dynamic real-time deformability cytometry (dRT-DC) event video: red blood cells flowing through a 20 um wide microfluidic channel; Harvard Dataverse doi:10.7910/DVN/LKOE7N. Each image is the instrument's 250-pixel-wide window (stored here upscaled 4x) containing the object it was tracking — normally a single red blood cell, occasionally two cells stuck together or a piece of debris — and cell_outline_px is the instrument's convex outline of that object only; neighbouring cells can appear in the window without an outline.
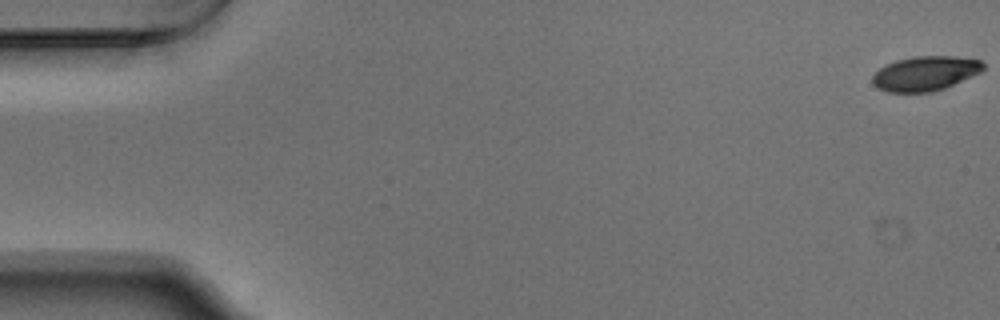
{"species": "Egyptian fruit bat (a non-hibernating species)", "species_latin": "Rousettus aegyptiacus", "temperature_condition": "warm", "stored_images_in_passage": 54, "camera_frame_rate_fps": 3000, "um_per_image_px": 0.085, "animal": {"sex": "male"}, "frame": {"image": 1, "passage_image": 1, "time_ms": 0.0, "image_size_px": [1000, 320], "cell_outline_px": [[984, 68], [980, 72], [944, 88], [928, 92], [888, 92], [872, 84], [872, 76], [880, 68], [896, 60], [916, 56], [956, 56], [980, 60], [984, 64]], "centroid_in_image_um": [78.64, 6.23], "position_along_channel_um": 6.4, "area_um2": 22.02}}
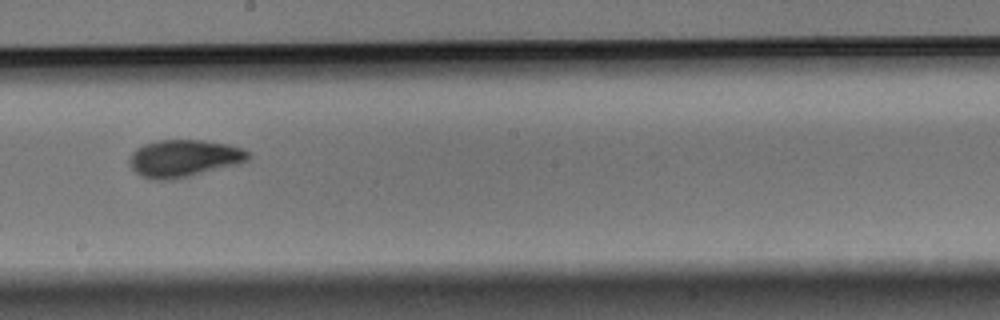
{"frame": {"image": 2, "passage_image": 31, "time_ms": 10.0, "image_size_px": [1000, 320], "cell_outline_px": [[252, 156], [248, 160], [236, 164], [172, 180], [152, 180], [140, 176], [128, 164], [128, 156], [136, 148], [144, 144], [156, 140], [204, 140], [228, 144], [240, 148], [248, 152]], "centroid_in_image_um": [15.57, 13.45], "position_along_channel_um": 232.6, "area_um2": 25.84}}
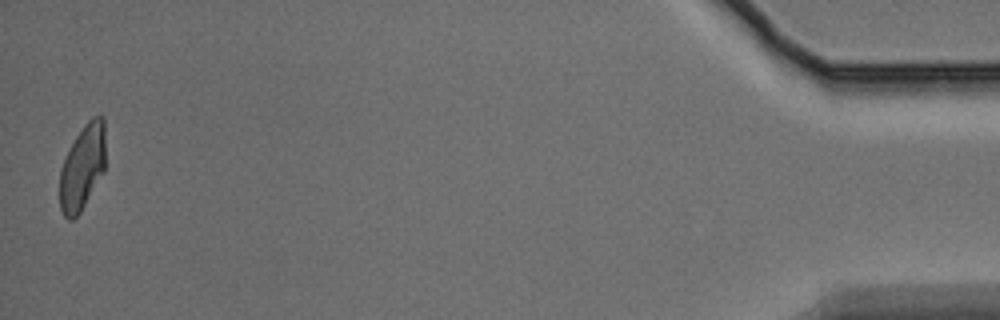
{"frame": {"image": 3, "passage_image": 54, "time_ms": 17.667, "image_size_px": [1000, 320], "cell_outline_px": [[104, 172], [80, 212], [72, 220], [68, 220], [64, 216], [60, 208], [60, 172], [64, 160], [76, 136], [84, 124], [92, 116], [104, 116]], "centroid_in_image_um": [7.01, 14.23], "position_along_channel_um": 428.2, "area_um2": 22.43}, "authors_computed_cell_mechanics": {"area_um2": 23.987, "velocity_mm_per_s": 3.7448, "shape_relaxation_time_tau1_ms": 2.7883, "shape_relaxation_time_tau2_ms": 1.8237, "deformation_change_tau1": 0.1453, "deformation_change_tau2": 0.0674}}